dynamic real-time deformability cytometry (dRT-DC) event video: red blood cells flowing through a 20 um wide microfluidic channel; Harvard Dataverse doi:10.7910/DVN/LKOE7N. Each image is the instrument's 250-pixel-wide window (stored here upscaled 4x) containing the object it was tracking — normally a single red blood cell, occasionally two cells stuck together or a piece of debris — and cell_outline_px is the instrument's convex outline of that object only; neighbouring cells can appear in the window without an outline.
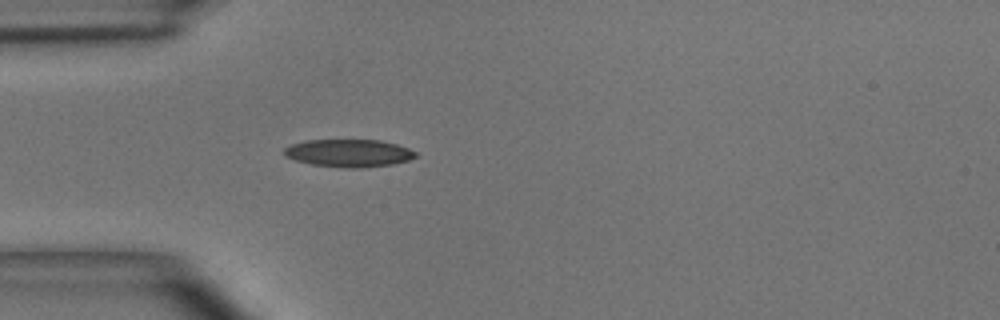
{"species": "common noctule bat (a hibernating species)", "species_latin": "Nyctalus noctula", "temperature_condition": "room temperature", "stored_images_in_passage": 36, "camera_frame_rate_fps": 3000, "um_per_image_px": 0.085, "animal": {"sex": "male", "body_mass_g": 15.6}, "frame": {"image": 1, "passage_image": 1, "time_ms": 0.0, "image_size_px": [1000, 320], "cell_outline_px": [[416, 156], [408, 160], [392, 164], [360, 168], [348, 168], [312, 164], [296, 160], [284, 156], [284, 148], [292, 144], [304, 140], [380, 140], [396, 144], [408, 148], [416, 152]], "centroid_in_image_um": [29.63, 13.01], "position_along_channel_um": 55.4, "area_um2": 21.04}}
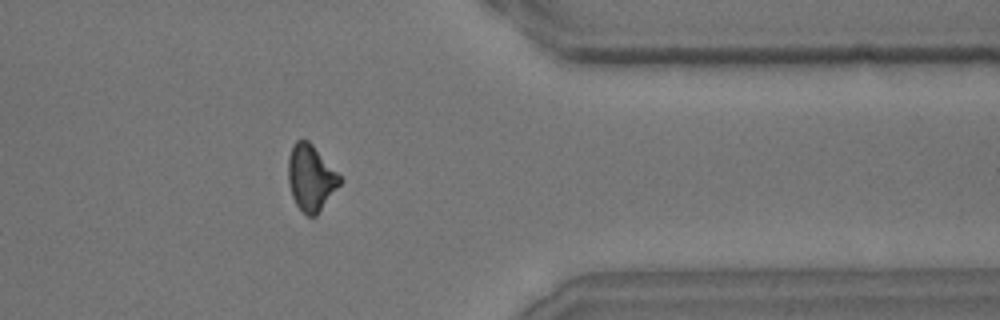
{"frame": {"image": 2, "passage_image": 27, "time_ms": 8.667, "image_size_px": [1000, 320], "cell_outline_px": [[344, 180], [316, 216], [308, 216], [296, 204], [292, 196], [288, 184], [288, 156], [296, 140], [308, 140], [312, 144]], "centroid_in_image_um": [26.43, 15.12], "position_along_channel_um": 385.0, "area_um2": 19.77}}
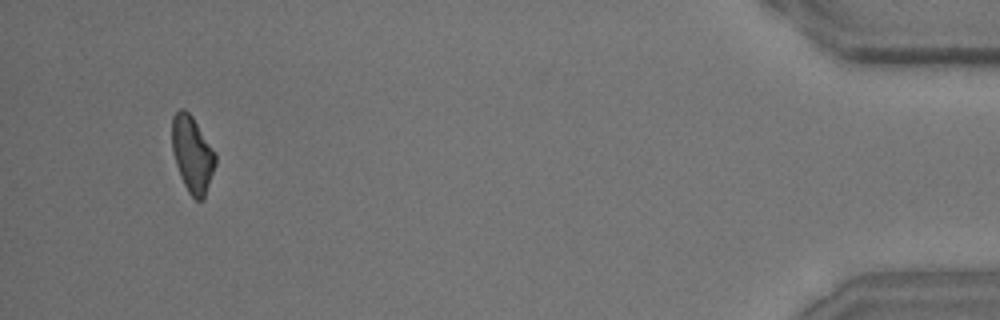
{"frame": {"image": 3, "passage_image": 34, "time_ms": 11.0, "image_size_px": [1000, 320], "cell_outline_px": [[216, 164], [204, 200], [196, 200], [188, 192], [180, 176], [172, 152], [172, 116], [180, 108], [184, 108], [192, 116], [216, 152]], "centroid_in_image_um": [16.35, 13.11], "position_along_channel_um": 418.8, "area_um2": 19.48}, "authors_computed_cell_mechanics": {"area_um2": 20.2878, "velocity_mm_per_s": 4.0162, "shape_relaxation_time_tau1_ms": 8.819, "shape_relaxation_time_tau2_ms": 4.5114, "deformation_change_tau1": 0.233, "deformation_change_tau2": 0.138}}